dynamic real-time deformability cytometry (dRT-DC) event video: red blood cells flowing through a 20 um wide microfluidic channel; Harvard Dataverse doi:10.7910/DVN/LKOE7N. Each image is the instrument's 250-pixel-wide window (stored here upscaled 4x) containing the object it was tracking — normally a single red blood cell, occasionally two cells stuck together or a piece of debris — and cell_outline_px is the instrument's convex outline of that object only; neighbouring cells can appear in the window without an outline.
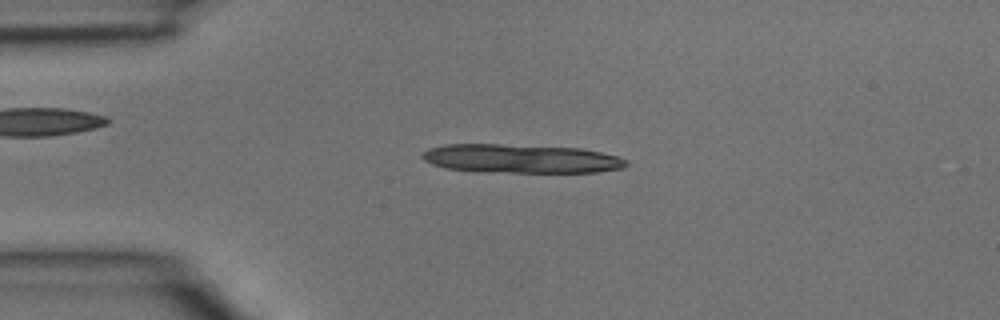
{"species": "common noctule bat (a hibernating species)", "species_latin": "Nyctalus noctula", "temperature_condition": "room temperature", "stored_images_in_passage": 3, "camera_frame_rate_fps": 3000, "um_per_image_px": 0.085, "animal": {"sex": "male", "body_mass_g": 15.6}, "frame": {"image": 1, "passage_image": 3, "time_ms": 0.667, "image_size_px": [1000, 320], "cell_outline_px": [[628, 164], [624, 168], [596, 172], [480, 172], [448, 168], [432, 164], [424, 160], [420, 156], [428, 148], [448, 144], [500, 144], [580, 148], [600, 152], [616, 156], [628, 160]], "centroid_in_image_um": [44.28, 13.49], "position_along_channel_um": 40.7, "area_um2": 34.22}}